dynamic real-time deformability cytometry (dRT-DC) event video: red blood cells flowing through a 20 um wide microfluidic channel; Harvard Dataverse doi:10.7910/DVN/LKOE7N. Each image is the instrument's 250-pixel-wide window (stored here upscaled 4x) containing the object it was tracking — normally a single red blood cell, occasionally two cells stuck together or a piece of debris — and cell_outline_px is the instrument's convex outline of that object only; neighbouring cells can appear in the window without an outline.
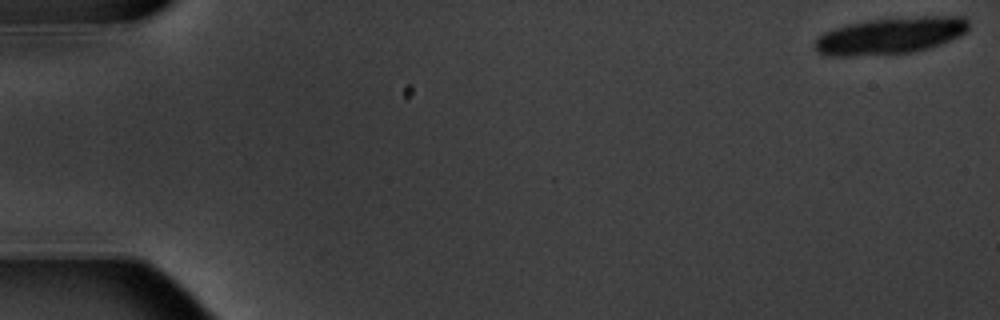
{"species": "common noctule bat (a hibernating species)", "species_latin": "Nyctalus noctula", "temperature_condition": "warm", "stored_images_in_passage": 4, "camera_frame_rate_fps": 3000, "um_per_image_px": 0.085, "animal": {"sex": "male", "body_mass_g": 20.1, "forearm_length_mm": 53.5}, "frame": {"image": 1, "passage_image": 1, "time_ms": 0.0, "image_size_px": [1000, 320], "cell_outline_px": [[968, 28], [964, 32], [940, 44], [928, 48], [908, 52], [852, 56], [828, 56], [816, 52], [812, 48], [812, 44], [816, 36], [824, 32], [848, 24], [868, 20], [920, 16], [964, 16], [968, 20]], "centroid_in_image_um": [75.59, 3.03], "position_along_channel_um": 9.4, "area_um2": 32.83}}